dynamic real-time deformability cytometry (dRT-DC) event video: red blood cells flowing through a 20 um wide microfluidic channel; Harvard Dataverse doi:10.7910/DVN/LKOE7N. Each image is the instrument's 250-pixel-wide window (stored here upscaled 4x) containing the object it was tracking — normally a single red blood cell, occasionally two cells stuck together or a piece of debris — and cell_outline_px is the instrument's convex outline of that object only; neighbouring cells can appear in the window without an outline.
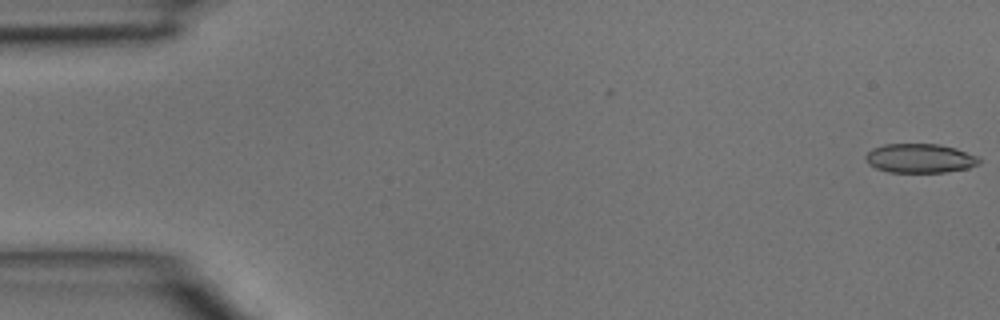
{"species": "common noctule bat (a hibernating species)", "species_latin": "Nyctalus noctula", "temperature_condition": "room temperature", "stored_images_in_passage": 2, "segment_of_instrument_passage": [2, 2], "camera_frame_rate_fps": 3000, "um_per_image_px": 0.085, "animal": {"sex": "male", "body_mass_g": 15.6}, "frame": {"image": 1, "passage_image": 2, "time_ms": 0.333, "image_size_px": [1000, 320], "cell_outline_px": [[980, 164], [968, 168], [944, 172], [888, 172], [876, 168], [868, 164], [864, 160], [864, 156], [872, 148], [884, 144], [940, 144], [956, 148], [976, 156], [980, 160]], "centroid_in_image_um": [78.16, 13.45], "position_along_channel_um": 6.8, "area_um2": 19.36}}